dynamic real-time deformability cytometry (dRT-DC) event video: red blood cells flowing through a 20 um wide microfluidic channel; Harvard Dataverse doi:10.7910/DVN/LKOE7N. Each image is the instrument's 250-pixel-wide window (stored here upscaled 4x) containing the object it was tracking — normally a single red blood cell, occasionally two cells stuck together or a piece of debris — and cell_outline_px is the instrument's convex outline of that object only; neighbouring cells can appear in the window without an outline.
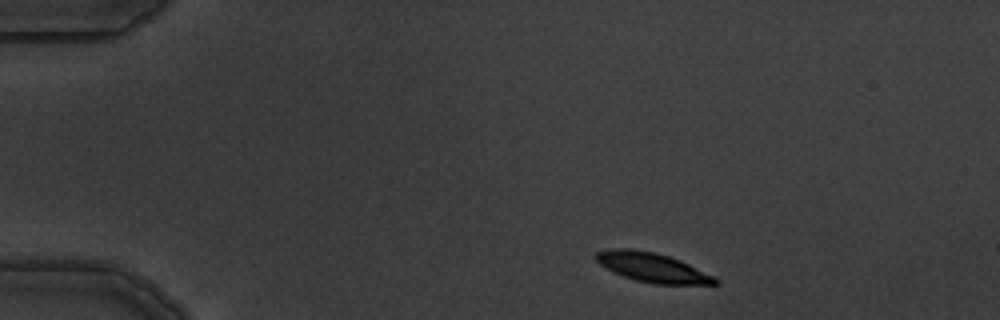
{"species": "common noctule bat (a hibernating species)", "species_latin": "Nyctalus noctula", "temperature_condition": "warm", "stored_images_in_passage": 3, "camera_frame_rate_fps": 3000, "um_per_image_px": 0.085, "animal": {"sex": "male", "body_mass_g": 19.5, "forearm_length_mm": 54.6}, "frame": {"image": 1, "passage_image": 1, "time_ms": 0.0, "image_size_px": [1000, 320], "cell_outline_px": [[720, 284], [652, 284], [636, 280], [612, 272], [600, 264], [592, 256], [596, 252], [612, 248], [632, 248], [652, 252], [668, 256], [680, 260], [720, 280]], "centroid_in_image_um": [55.39, 22.73], "position_along_channel_um": 29.6, "area_um2": 20.29}}